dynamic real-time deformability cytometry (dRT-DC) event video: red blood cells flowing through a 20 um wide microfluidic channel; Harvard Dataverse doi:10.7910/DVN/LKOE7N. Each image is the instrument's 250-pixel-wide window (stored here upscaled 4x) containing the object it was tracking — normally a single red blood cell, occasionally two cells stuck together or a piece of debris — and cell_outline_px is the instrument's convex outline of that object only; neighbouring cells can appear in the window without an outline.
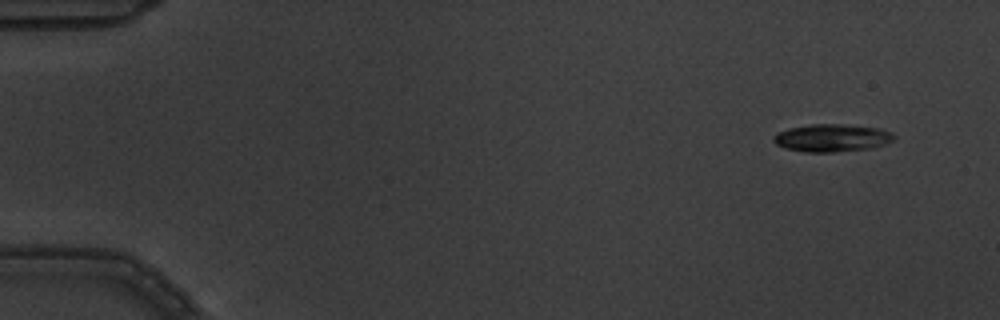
{"species": "common noctule bat (a hibernating species)", "species_latin": "Nyctalus noctula", "temperature_condition": "warm", "stored_images_in_passage": 5, "camera_frame_rate_fps": 3000, "um_per_image_px": 0.085, "animal": {"sex": "male", "body_mass_g": 19.5, "forearm_length_mm": 54.6}, "frame": {"image": 1, "passage_image": 1, "time_ms": 0.0, "image_size_px": [1000, 320], "cell_outline_px": [[896, 140], [872, 148], [832, 152], [804, 152], [784, 148], [776, 144], [772, 140], [772, 136], [776, 132], [788, 128], [812, 124], [844, 124], [880, 128], [892, 132], [896, 136]], "centroid_in_image_um": [70.71, 11.72], "position_along_channel_um": 14.3, "area_um2": 19.71}}